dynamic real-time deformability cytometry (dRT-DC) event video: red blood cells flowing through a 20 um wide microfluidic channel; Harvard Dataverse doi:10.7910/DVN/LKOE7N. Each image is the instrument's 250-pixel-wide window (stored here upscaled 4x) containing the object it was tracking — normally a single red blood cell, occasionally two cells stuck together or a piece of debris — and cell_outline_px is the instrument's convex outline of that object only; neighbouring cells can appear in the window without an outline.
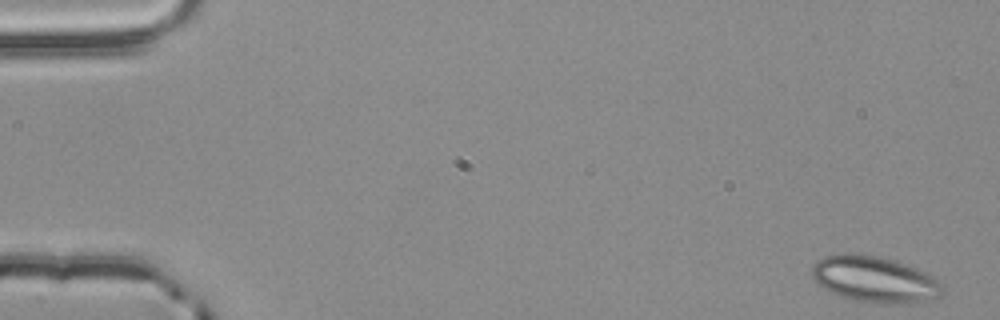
{"species": "common noctule bat (a hibernating species)", "species_latin": "Nyctalus noctula", "temperature_condition": "room temperature", "stored_images_in_passage": 4, "camera_frame_rate_fps": 3000, "um_per_image_px": 0.085, "animal": {"sex": "male", "body_mass_g": 20.4}, "frame": {"image": 1, "passage_image": 1, "time_ms": 0.0, "image_size_px": [1000, 320], "cell_outline_px": [[944, 292], [940, 296], [924, 300], [896, 304], [888, 304], [856, 300], [840, 296], [824, 288], [812, 276], [812, 268], [816, 260], [824, 256], [844, 252], [848, 252], [880, 256], [916, 268], [940, 280], [944, 284]], "centroid_in_image_um": [74.35, 23.72], "position_along_channel_um": 10.7, "area_um2": 35.03}}